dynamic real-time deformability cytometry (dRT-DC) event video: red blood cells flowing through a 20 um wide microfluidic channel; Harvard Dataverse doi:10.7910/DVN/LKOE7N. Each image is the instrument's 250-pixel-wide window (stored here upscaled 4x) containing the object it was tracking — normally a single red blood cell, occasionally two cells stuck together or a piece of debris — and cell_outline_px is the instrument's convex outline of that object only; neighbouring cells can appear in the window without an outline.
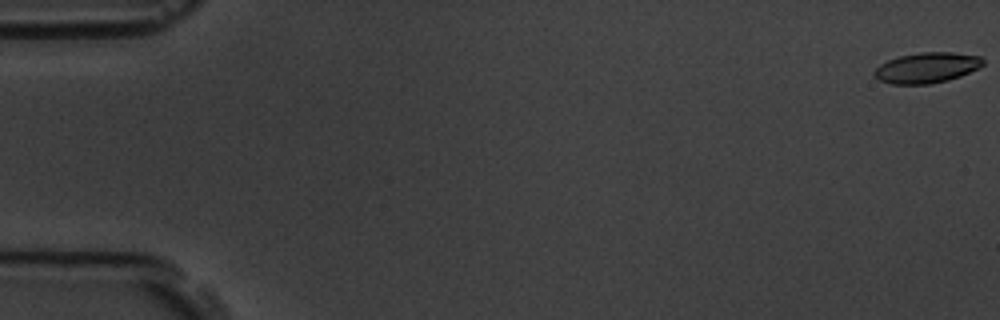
{"species": "common noctule bat (a hibernating species)", "species_latin": "Nyctalus noctula", "temperature_condition": "room temperature", "stored_images_in_passage": 4, "camera_frame_rate_fps": 3000, "um_per_image_px": 0.085, "animal": {"sex": "male", "body_mass_g": 19.5, "forearm_length_mm": 54.6}, "frame": {"image": 1, "passage_image": 1, "time_ms": 0.0, "image_size_px": [1000, 320], "cell_outline_px": [[984, 64], [980, 68], [960, 76], [948, 80], [928, 84], [892, 84], [880, 80], [872, 72], [880, 64], [888, 60], [900, 56], [920, 52], [952, 52], [980, 56], [984, 60]], "centroid_in_image_um": [78.8, 5.75], "position_along_channel_um": 6.2, "area_um2": 19.31}}